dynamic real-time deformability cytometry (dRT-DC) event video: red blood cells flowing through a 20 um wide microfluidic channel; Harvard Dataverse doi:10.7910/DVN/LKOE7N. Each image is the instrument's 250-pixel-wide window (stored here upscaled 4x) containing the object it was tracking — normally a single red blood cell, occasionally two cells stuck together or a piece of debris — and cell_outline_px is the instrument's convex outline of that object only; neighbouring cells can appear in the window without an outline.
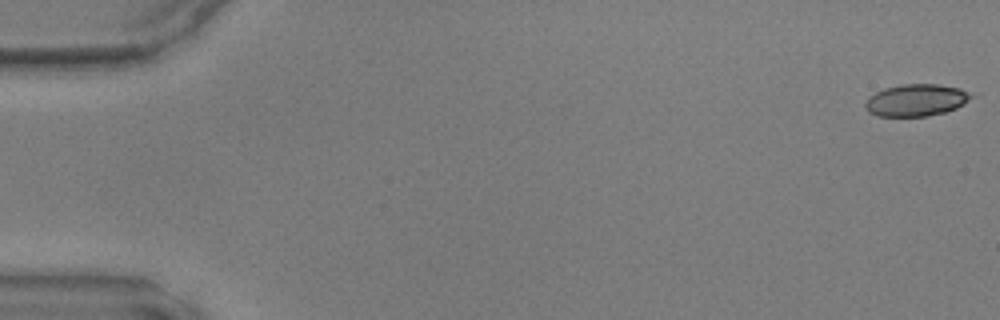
{"species": "common noctule bat (a hibernating species)", "species_latin": "Nyctalus noctula", "temperature_condition": "warm", "stored_images_in_passage": 8, "camera_frame_rate_fps": 3000, "um_per_image_px": 0.085, "animal": {"sex": "male", "body_mass_g": 17.9, "forearm_length_mm": 54.2}, "frame": {"image": 1, "passage_image": 1, "time_ms": 0.0, "image_size_px": [1000, 320], "cell_outline_px": [[972, 96], [964, 104], [956, 108], [944, 112], [928, 116], [880, 116], [868, 112], [864, 104], [876, 92], [884, 88], [900, 84], [940, 84], [960, 88], [968, 92]], "centroid_in_image_um": [77.88, 8.51], "position_along_channel_um": 7.1, "area_um2": 19.59}}